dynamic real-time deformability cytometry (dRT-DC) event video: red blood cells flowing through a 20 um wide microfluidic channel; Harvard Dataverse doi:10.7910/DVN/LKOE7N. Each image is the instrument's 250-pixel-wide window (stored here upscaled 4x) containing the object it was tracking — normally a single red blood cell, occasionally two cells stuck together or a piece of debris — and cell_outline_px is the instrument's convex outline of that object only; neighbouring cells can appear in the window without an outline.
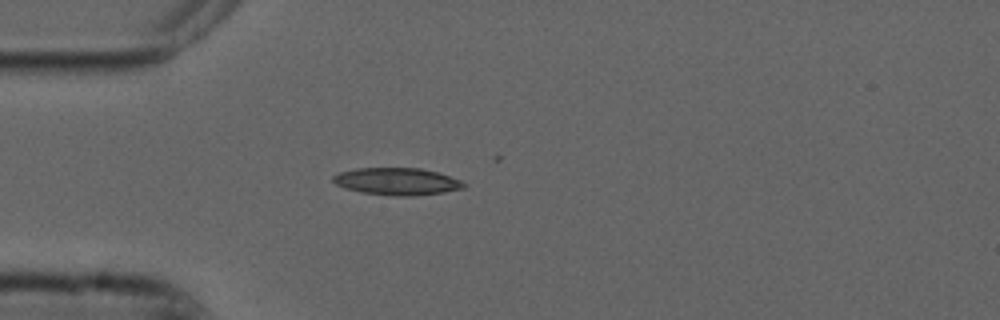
{"species": "common noctule bat (a hibernating species)", "species_latin": "Nyctalus noctula", "temperature_condition": "cold", "stored_images_in_passage": 5, "camera_frame_rate_fps": 3000, "um_per_image_px": 0.085, "animal": {"sex": "male", "forearm_length_mm": 52.5}, "frame": {"image": 1, "passage_image": 1, "time_ms": 0.0, "image_size_px": [1000, 320], "cell_outline_px": [[468, 184], [464, 188], [444, 192], [412, 196], [396, 196], [364, 192], [344, 188], [336, 184], [332, 180], [332, 176], [340, 172], [356, 168], [420, 168], [436, 172], [460, 180]], "centroid_in_image_um": [33.75, 15.42], "position_along_channel_um": 51.3, "area_um2": 20.58}}